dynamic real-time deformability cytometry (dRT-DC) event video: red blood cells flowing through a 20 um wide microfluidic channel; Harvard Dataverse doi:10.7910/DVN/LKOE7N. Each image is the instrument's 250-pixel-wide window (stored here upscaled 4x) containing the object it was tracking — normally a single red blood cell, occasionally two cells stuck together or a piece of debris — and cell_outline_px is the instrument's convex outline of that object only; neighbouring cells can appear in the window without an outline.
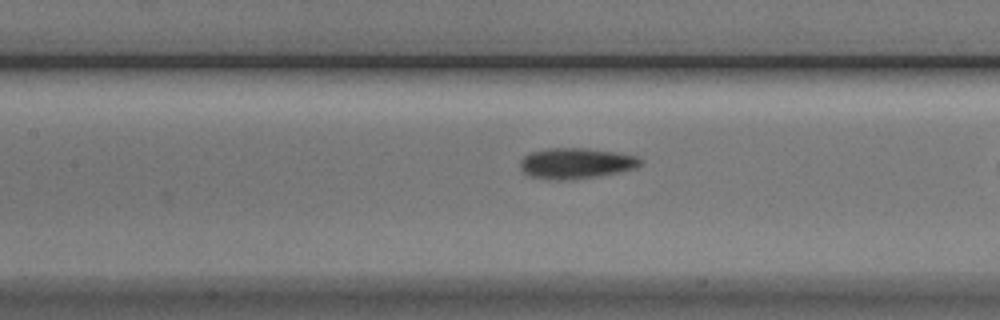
{"species": "Egyptian fruit bat (a non-hibernating species)", "species_latin": "Rousettus aegyptiacus", "temperature_condition": "cold", "stored_images_in_passage": 39, "camera_frame_rate_fps": 3000, "um_per_image_px": 0.085, "animal": {"sex": "male"}, "frame": {"image": 1, "passage_image": 21, "time_ms": 6.667, "image_size_px": [1000, 320], "cell_outline_px": [[644, 160], [636, 168], [620, 172], [596, 176], [568, 180], [552, 180], [528, 176], [520, 168], [520, 160], [524, 156], [532, 152], [548, 148], [584, 148], [616, 152], [636, 156]], "centroid_in_image_um": [48.95, 13.88], "position_along_channel_um": 158.5, "area_um2": 21.56}}
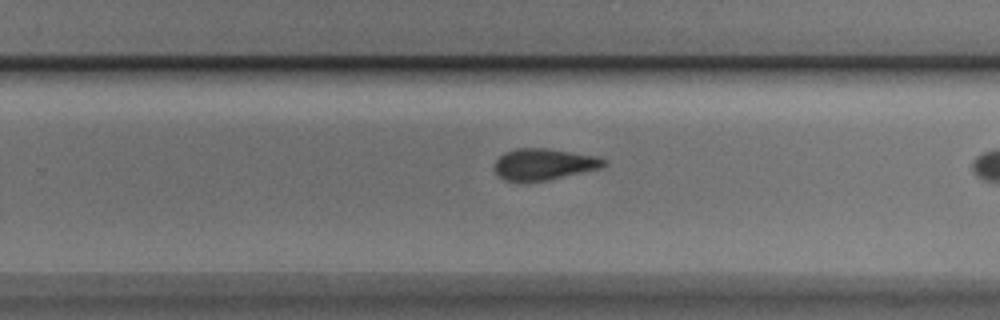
{"frame": {"image": 2, "passage_image": 31, "time_ms": 10.0, "image_size_px": [1000, 320], "cell_outline_px": [[608, 164], [604, 168], [548, 180], [504, 180], [496, 172], [492, 164], [504, 152], [516, 148], [548, 148], [600, 156], [608, 160]], "centroid_in_image_um": [46.31, 13.93], "position_along_channel_um": 283.5, "area_um2": 20.29}}
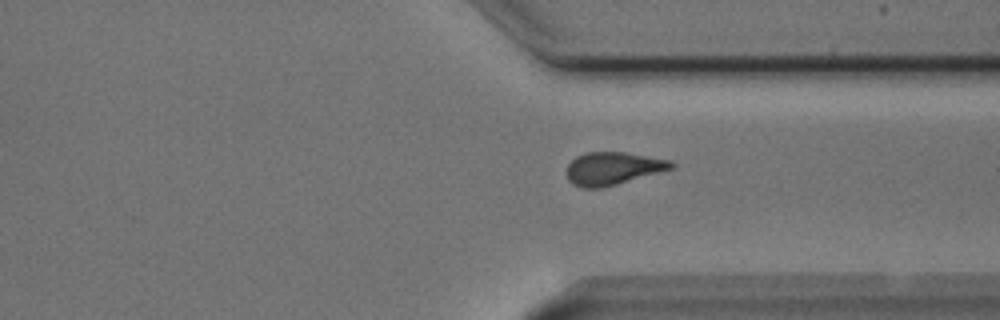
{"frame": {"image": 3, "passage_image": 37, "time_ms": 12.0, "image_size_px": [1000, 320], "cell_outline_px": [[676, 168], [616, 184], [600, 188], [584, 188], [572, 184], [568, 180], [564, 172], [568, 164], [576, 156], [588, 152], [624, 152], [672, 160], [676, 164]], "centroid_in_image_um": [52.1, 14.31], "position_along_channel_um": 359.3, "area_um2": 20.23}}